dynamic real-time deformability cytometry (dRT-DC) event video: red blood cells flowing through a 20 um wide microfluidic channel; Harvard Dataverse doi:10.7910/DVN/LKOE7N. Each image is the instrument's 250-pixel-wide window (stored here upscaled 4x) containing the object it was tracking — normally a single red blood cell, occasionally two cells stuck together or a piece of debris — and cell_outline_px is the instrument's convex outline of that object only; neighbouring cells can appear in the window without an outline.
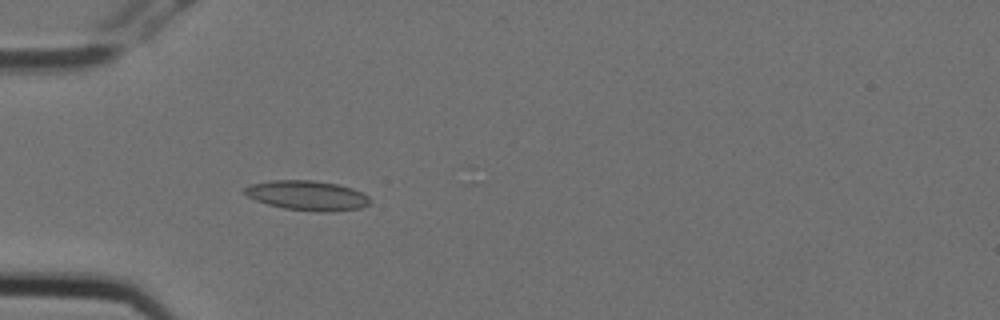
{"species": "Egyptian fruit bat (a non-hibernating species)", "species_latin": "Rousettus aegyptiacus", "temperature_condition": "cold", "stored_images_in_passage": 3, "camera_frame_rate_fps": 3000, "um_per_image_px": 0.085, "animal": {"sex": "female"}, "frame": {"image": 1, "passage_image": 3, "time_ms": 0.667, "image_size_px": [1000, 320], "cell_outline_px": [[372, 200], [368, 204], [360, 208], [332, 212], [320, 212], [284, 208], [268, 204], [256, 200], [248, 196], [244, 192], [244, 188], [252, 184], [272, 180], [312, 180], [336, 184], [352, 188], [368, 196]], "centroid_in_image_um": [26.14, 16.62], "position_along_channel_um": 58.9, "area_um2": 21.56}}